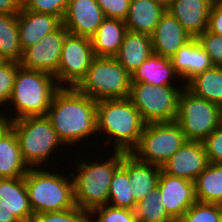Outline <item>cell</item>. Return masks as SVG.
<instances>
[{
	"label": "cell",
	"mask_w": 222,
	"mask_h": 222,
	"mask_svg": "<svg viewBox=\"0 0 222 222\" xmlns=\"http://www.w3.org/2000/svg\"><path fill=\"white\" fill-rule=\"evenodd\" d=\"M69 32L61 25L57 30L45 35L39 42L23 50L19 65L28 70L57 74L62 44Z\"/></svg>",
	"instance_id": "7c38bea8"
},
{
	"label": "cell",
	"mask_w": 222,
	"mask_h": 222,
	"mask_svg": "<svg viewBox=\"0 0 222 222\" xmlns=\"http://www.w3.org/2000/svg\"><path fill=\"white\" fill-rule=\"evenodd\" d=\"M89 212L90 222H137L133 210L129 208L113 207L106 204L93 208Z\"/></svg>",
	"instance_id": "d6a6232c"
},
{
	"label": "cell",
	"mask_w": 222,
	"mask_h": 222,
	"mask_svg": "<svg viewBox=\"0 0 222 222\" xmlns=\"http://www.w3.org/2000/svg\"><path fill=\"white\" fill-rule=\"evenodd\" d=\"M0 202H2L20 222H31L34 216L28 198L24 177L0 179Z\"/></svg>",
	"instance_id": "7402d4cb"
},
{
	"label": "cell",
	"mask_w": 222,
	"mask_h": 222,
	"mask_svg": "<svg viewBox=\"0 0 222 222\" xmlns=\"http://www.w3.org/2000/svg\"><path fill=\"white\" fill-rule=\"evenodd\" d=\"M31 222H90V212L76 206L62 211L36 214Z\"/></svg>",
	"instance_id": "836d02e7"
},
{
	"label": "cell",
	"mask_w": 222,
	"mask_h": 222,
	"mask_svg": "<svg viewBox=\"0 0 222 222\" xmlns=\"http://www.w3.org/2000/svg\"><path fill=\"white\" fill-rule=\"evenodd\" d=\"M97 133L107 135L114 151L131 153L138 145L145 122L129 98L97 101Z\"/></svg>",
	"instance_id": "7a4b0ae2"
},
{
	"label": "cell",
	"mask_w": 222,
	"mask_h": 222,
	"mask_svg": "<svg viewBox=\"0 0 222 222\" xmlns=\"http://www.w3.org/2000/svg\"><path fill=\"white\" fill-rule=\"evenodd\" d=\"M19 67V62L0 60V106L9 103Z\"/></svg>",
	"instance_id": "e575fe53"
},
{
	"label": "cell",
	"mask_w": 222,
	"mask_h": 222,
	"mask_svg": "<svg viewBox=\"0 0 222 222\" xmlns=\"http://www.w3.org/2000/svg\"><path fill=\"white\" fill-rule=\"evenodd\" d=\"M187 142L176 121L147 123L131 151L138 160L162 167Z\"/></svg>",
	"instance_id": "30bf717a"
},
{
	"label": "cell",
	"mask_w": 222,
	"mask_h": 222,
	"mask_svg": "<svg viewBox=\"0 0 222 222\" xmlns=\"http://www.w3.org/2000/svg\"><path fill=\"white\" fill-rule=\"evenodd\" d=\"M0 222H20L2 202H0Z\"/></svg>",
	"instance_id": "b9f144b4"
},
{
	"label": "cell",
	"mask_w": 222,
	"mask_h": 222,
	"mask_svg": "<svg viewBox=\"0 0 222 222\" xmlns=\"http://www.w3.org/2000/svg\"><path fill=\"white\" fill-rule=\"evenodd\" d=\"M22 158L29 168L43 167L54 149L64 144L59 140L50 120L45 116H28L11 121ZM56 147V148H55Z\"/></svg>",
	"instance_id": "52a82bcc"
},
{
	"label": "cell",
	"mask_w": 222,
	"mask_h": 222,
	"mask_svg": "<svg viewBox=\"0 0 222 222\" xmlns=\"http://www.w3.org/2000/svg\"><path fill=\"white\" fill-rule=\"evenodd\" d=\"M29 168L24 177L25 186L34 215L55 212L76 207L74 184L71 173L66 176L59 172Z\"/></svg>",
	"instance_id": "5b68a950"
},
{
	"label": "cell",
	"mask_w": 222,
	"mask_h": 222,
	"mask_svg": "<svg viewBox=\"0 0 222 222\" xmlns=\"http://www.w3.org/2000/svg\"><path fill=\"white\" fill-rule=\"evenodd\" d=\"M178 222H222V205L196 201Z\"/></svg>",
	"instance_id": "1f68e13d"
},
{
	"label": "cell",
	"mask_w": 222,
	"mask_h": 222,
	"mask_svg": "<svg viewBox=\"0 0 222 222\" xmlns=\"http://www.w3.org/2000/svg\"><path fill=\"white\" fill-rule=\"evenodd\" d=\"M106 18L125 21L131 0H96Z\"/></svg>",
	"instance_id": "f35d334b"
},
{
	"label": "cell",
	"mask_w": 222,
	"mask_h": 222,
	"mask_svg": "<svg viewBox=\"0 0 222 222\" xmlns=\"http://www.w3.org/2000/svg\"><path fill=\"white\" fill-rule=\"evenodd\" d=\"M170 60L180 78V83L183 80L184 85L196 75L213 67L210 56L204 51L197 38H192L183 45Z\"/></svg>",
	"instance_id": "d6986e66"
},
{
	"label": "cell",
	"mask_w": 222,
	"mask_h": 222,
	"mask_svg": "<svg viewBox=\"0 0 222 222\" xmlns=\"http://www.w3.org/2000/svg\"><path fill=\"white\" fill-rule=\"evenodd\" d=\"M217 0H173L166 9L192 37L197 38L208 27L211 7Z\"/></svg>",
	"instance_id": "2e32d148"
},
{
	"label": "cell",
	"mask_w": 222,
	"mask_h": 222,
	"mask_svg": "<svg viewBox=\"0 0 222 222\" xmlns=\"http://www.w3.org/2000/svg\"><path fill=\"white\" fill-rule=\"evenodd\" d=\"M154 1L163 6L165 9H167L173 2V0H154Z\"/></svg>",
	"instance_id": "ee69618b"
},
{
	"label": "cell",
	"mask_w": 222,
	"mask_h": 222,
	"mask_svg": "<svg viewBox=\"0 0 222 222\" xmlns=\"http://www.w3.org/2000/svg\"><path fill=\"white\" fill-rule=\"evenodd\" d=\"M28 170L16 134L9 127L0 137V179L25 177Z\"/></svg>",
	"instance_id": "484cf974"
},
{
	"label": "cell",
	"mask_w": 222,
	"mask_h": 222,
	"mask_svg": "<svg viewBox=\"0 0 222 222\" xmlns=\"http://www.w3.org/2000/svg\"><path fill=\"white\" fill-rule=\"evenodd\" d=\"M197 39L204 51L210 56L213 66L222 67V36L205 30Z\"/></svg>",
	"instance_id": "8d00e7d4"
},
{
	"label": "cell",
	"mask_w": 222,
	"mask_h": 222,
	"mask_svg": "<svg viewBox=\"0 0 222 222\" xmlns=\"http://www.w3.org/2000/svg\"><path fill=\"white\" fill-rule=\"evenodd\" d=\"M207 31L222 36V2L217 0L211 7Z\"/></svg>",
	"instance_id": "ab89813d"
},
{
	"label": "cell",
	"mask_w": 222,
	"mask_h": 222,
	"mask_svg": "<svg viewBox=\"0 0 222 222\" xmlns=\"http://www.w3.org/2000/svg\"><path fill=\"white\" fill-rule=\"evenodd\" d=\"M202 144L209 163L222 164V125L212 131Z\"/></svg>",
	"instance_id": "74e56055"
},
{
	"label": "cell",
	"mask_w": 222,
	"mask_h": 222,
	"mask_svg": "<svg viewBox=\"0 0 222 222\" xmlns=\"http://www.w3.org/2000/svg\"><path fill=\"white\" fill-rule=\"evenodd\" d=\"M185 87L193 94L222 107V67L213 66L193 77Z\"/></svg>",
	"instance_id": "4316f807"
},
{
	"label": "cell",
	"mask_w": 222,
	"mask_h": 222,
	"mask_svg": "<svg viewBox=\"0 0 222 222\" xmlns=\"http://www.w3.org/2000/svg\"><path fill=\"white\" fill-rule=\"evenodd\" d=\"M95 58L91 39L68 33L63 41L56 81L60 87H76Z\"/></svg>",
	"instance_id": "8fae6325"
},
{
	"label": "cell",
	"mask_w": 222,
	"mask_h": 222,
	"mask_svg": "<svg viewBox=\"0 0 222 222\" xmlns=\"http://www.w3.org/2000/svg\"><path fill=\"white\" fill-rule=\"evenodd\" d=\"M121 165L127 170L132 194L138 203L157 189L161 167L138 160L133 154L122 151Z\"/></svg>",
	"instance_id": "ffe728a7"
},
{
	"label": "cell",
	"mask_w": 222,
	"mask_h": 222,
	"mask_svg": "<svg viewBox=\"0 0 222 222\" xmlns=\"http://www.w3.org/2000/svg\"><path fill=\"white\" fill-rule=\"evenodd\" d=\"M127 31L125 21L105 18L90 37L95 56L114 57L118 53Z\"/></svg>",
	"instance_id": "d4e9b609"
},
{
	"label": "cell",
	"mask_w": 222,
	"mask_h": 222,
	"mask_svg": "<svg viewBox=\"0 0 222 222\" xmlns=\"http://www.w3.org/2000/svg\"><path fill=\"white\" fill-rule=\"evenodd\" d=\"M187 140L203 141L222 125V107L183 88L175 120Z\"/></svg>",
	"instance_id": "9c48e42d"
},
{
	"label": "cell",
	"mask_w": 222,
	"mask_h": 222,
	"mask_svg": "<svg viewBox=\"0 0 222 222\" xmlns=\"http://www.w3.org/2000/svg\"><path fill=\"white\" fill-rule=\"evenodd\" d=\"M165 12L154 0H131L125 25L128 31L151 35Z\"/></svg>",
	"instance_id": "603a6c76"
},
{
	"label": "cell",
	"mask_w": 222,
	"mask_h": 222,
	"mask_svg": "<svg viewBox=\"0 0 222 222\" xmlns=\"http://www.w3.org/2000/svg\"><path fill=\"white\" fill-rule=\"evenodd\" d=\"M107 204L129 209H133L137 204L132 194L128 172L122 165L115 170L112 176Z\"/></svg>",
	"instance_id": "f546056e"
},
{
	"label": "cell",
	"mask_w": 222,
	"mask_h": 222,
	"mask_svg": "<svg viewBox=\"0 0 222 222\" xmlns=\"http://www.w3.org/2000/svg\"><path fill=\"white\" fill-rule=\"evenodd\" d=\"M194 183L197 201L222 205V164L209 163Z\"/></svg>",
	"instance_id": "83f0119b"
},
{
	"label": "cell",
	"mask_w": 222,
	"mask_h": 222,
	"mask_svg": "<svg viewBox=\"0 0 222 222\" xmlns=\"http://www.w3.org/2000/svg\"><path fill=\"white\" fill-rule=\"evenodd\" d=\"M68 0H22V7L27 10L51 14L63 19Z\"/></svg>",
	"instance_id": "d590c367"
},
{
	"label": "cell",
	"mask_w": 222,
	"mask_h": 222,
	"mask_svg": "<svg viewBox=\"0 0 222 222\" xmlns=\"http://www.w3.org/2000/svg\"><path fill=\"white\" fill-rule=\"evenodd\" d=\"M105 18L96 0H68L62 25L72 35L90 38Z\"/></svg>",
	"instance_id": "9a60e30c"
},
{
	"label": "cell",
	"mask_w": 222,
	"mask_h": 222,
	"mask_svg": "<svg viewBox=\"0 0 222 222\" xmlns=\"http://www.w3.org/2000/svg\"><path fill=\"white\" fill-rule=\"evenodd\" d=\"M112 156L101 162L92 159H77V169L71 173L74 184V201L76 206L85 210L106 205L109 189L115 170L122 163V151L112 150ZM114 153V154H113ZM92 162V163H91Z\"/></svg>",
	"instance_id": "3957f363"
},
{
	"label": "cell",
	"mask_w": 222,
	"mask_h": 222,
	"mask_svg": "<svg viewBox=\"0 0 222 222\" xmlns=\"http://www.w3.org/2000/svg\"><path fill=\"white\" fill-rule=\"evenodd\" d=\"M157 189L167 213L175 221L197 201L194 182L172 176L162 170Z\"/></svg>",
	"instance_id": "4fadbf2b"
},
{
	"label": "cell",
	"mask_w": 222,
	"mask_h": 222,
	"mask_svg": "<svg viewBox=\"0 0 222 222\" xmlns=\"http://www.w3.org/2000/svg\"><path fill=\"white\" fill-rule=\"evenodd\" d=\"M60 88L56 78L42 71L19 67L14 80L9 105L15 110L11 121L28 116H45L56 91Z\"/></svg>",
	"instance_id": "277c9868"
},
{
	"label": "cell",
	"mask_w": 222,
	"mask_h": 222,
	"mask_svg": "<svg viewBox=\"0 0 222 222\" xmlns=\"http://www.w3.org/2000/svg\"><path fill=\"white\" fill-rule=\"evenodd\" d=\"M18 35L22 50L39 42L45 35L57 30L62 19L51 14L37 13L21 8L17 14Z\"/></svg>",
	"instance_id": "ac0fdd59"
},
{
	"label": "cell",
	"mask_w": 222,
	"mask_h": 222,
	"mask_svg": "<svg viewBox=\"0 0 222 222\" xmlns=\"http://www.w3.org/2000/svg\"><path fill=\"white\" fill-rule=\"evenodd\" d=\"M150 36L153 52L168 58L175 55L183 45L192 39L181 23L168 11L162 15Z\"/></svg>",
	"instance_id": "e0dca14e"
},
{
	"label": "cell",
	"mask_w": 222,
	"mask_h": 222,
	"mask_svg": "<svg viewBox=\"0 0 222 222\" xmlns=\"http://www.w3.org/2000/svg\"><path fill=\"white\" fill-rule=\"evenodd\" d=\"M131 74L115 57L95 56L76 88L95 101L129 98Z\"/></svg>",
	"instance_id": "8992f818"
},
{
	"label": "cell",
	"mask_w": 222,
	"mask_h": 222,
	"mask_svg": "<svg viewBox=\"0 0 222 222\" xmlns=\"http://www.w3.org/2000/svg\"><path fill=\"white\" fill-rule=\"evenodd\" d=\"M177 77L179 78L170 58L152 52L139 68L133 71L131 81L143 82L153 86H176L179 85V81L178 84L174 82Z\"/></svg>",
	"instance_id": "44dd1931"
},
{
	"label": "cell",
	"mask_w": 222,
	"mask_h": 222,
	"mask_svg": "<svg viewBox=\"0 0 222 222\" xmlns=\"http://www.w3.org/2000/svg\"><path fill=\"white\" fill-rule=\"evenodd\" d=\"M181 86H153L143 82H132L129 99L146 124L175 121L179 97L185 85Z\"/></svg>",
	"instance_id": "ba28073f"
},
{
	"label": "cell",
	"mask_w": 222,
	"mask_h": 222,
	"mask_svg": "<svg viewBox=\"0 0 222 222\" xmlns=\"http://www.w3.org/2000/svg\"><path fill=\"white\" fill-rule=\"evenodd\" d=\"M209 161L201 141L187 140L161 167L164 173L194 182Z\"/></svg>",
	"instance_id": "5bb4252c"
},
{
	"label": "cell",
	"mask_w": 222,
	"mask_h": 222,
	"mask_svg": "<svg viewBox=\"0 0 222 222\" xmlns=\"http://www.w3.org/2000/svg\"><path fill=\"white\" fill-rule=\"evenodd\" d=\"M137 222H174L162 204L158 189L148 193L132 209Z\"/></svg>",
	"instance_id": "4dcf8cb0"
},
{
	"label": "cell",
	"mask_w": 222,
	"mask_h": 222,
	"mask_svg": "<svg viewBox=\"0 0 222 222\" xmlns=\"http://www.w3.org/2000/svg\"><path fill=\"white\" fill-rule=\"evenodd\" d=\"M22 8V0H0L1 14H18Z\"/></svg>",
	"instance_id": "60d3db41"
},
{
	"label": "cell",
	"mask_w": 222,
	"mask_h": 222,
	"mask_svg": "<svg viewBox=\"0 0 222 222\" xmlns=\"http://www.w3.org/2000/svg\"><path fill=\"white\" fill-rule=\"evenodd\" d=\"M152 52L150 35L127 31L121 47L114 57L127 72L132 74Z\"/></svg>",
	"instance_id": "cb8c5ba5"
},
{
	"label": "cell",
	"mask_w": 222,
	"mask_h": 222,
	"mask_svg": "<svg viewBox=\"0 0 222 222\" xmlns=\"http://www.w3.org/2000/svg\"><path fill=\"white\" fill-rule=\"evenodd\" d=\"M11 126V120L6 114L0 113V137Z\"/></svg>",
	"instance_id": "7bdbcfd3"
},
{
	"label": "cell",
	"mask_w": 222,
	"mask_h": 222,
	"mask_svg": "<svg viewBox=\"0 0 222 222\" xmlns=\"http://www.w3.org/2000/svg\"><path fill=\"white\" fill-rule=\"evenodd\" d=\"M22 53L17 14L0 13V59L19 62Z\"/></svg>",
	"instance_id": "f1b7e54d"
},
{
	"label": "cell",
	"mask_w": 222,
	"mask_h": 222,
	"mask_svg": "<svg viewBox=\"0 0 222 222\" xmlns=\"http://www.w3.org/2000/svg\"><path fill=\"white\" fill-rule=\"evenodd\" d=\"M96 116L97 101L76 87H60L46 113L59 140L64 146L74 147L83 139L97 136Z\"/></svg>",
	"instance_id": "6da1fadb"
}]
</instances>
